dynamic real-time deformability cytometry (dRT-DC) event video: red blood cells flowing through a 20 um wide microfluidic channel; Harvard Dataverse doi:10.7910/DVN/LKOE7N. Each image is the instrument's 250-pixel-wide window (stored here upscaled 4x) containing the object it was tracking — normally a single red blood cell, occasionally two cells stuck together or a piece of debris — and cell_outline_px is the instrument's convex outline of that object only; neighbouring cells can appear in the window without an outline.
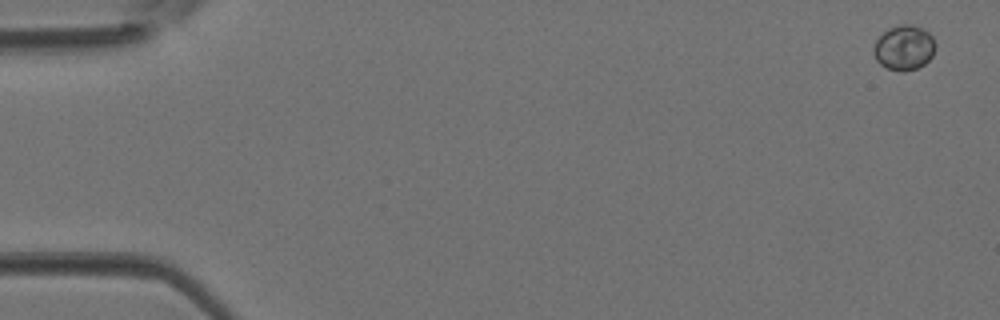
{"species": "Egyptian fruit bat (a non-hibernating species)", "species_latin": "Rousettus aegyptiacus", "temperature_condition": "room temperature", "stored_images_in_passage": 4, "camera_frame_rate_fps": 3000, "um_per_image_px": 0.085, "animal": {"sex": "female"}, "frame": {"image": 1, "passage_image": 1, "time_ms": 0.0, "image_size_px": [1000, 320], "cell_outline_px": [[936, 48], [932, 56], [924, 64], [916, 68], [904, 72], [888, 68], [880, 64], [876, 60], [872, 48], [876, 40], [888, 28], [900, 24], [912, 24], [928, 32], [932, 36], [936, 44]], "centroid_in_image_um": [76.84, 4.05], "position_along_channel_um": 8.2, "area_um2": 16.18}}
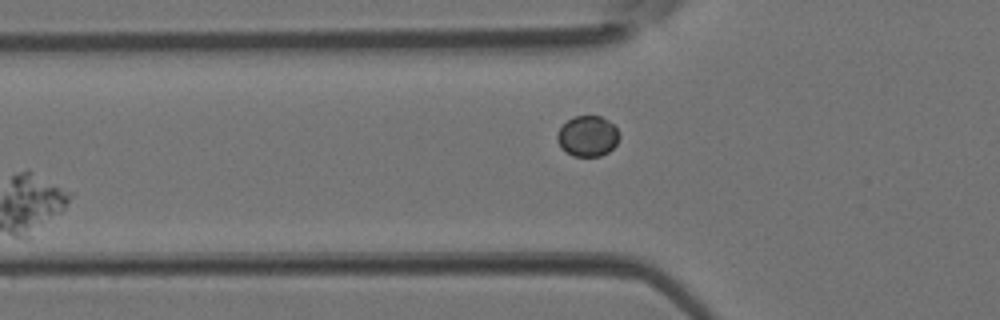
{"frame": {"image": 2, "passage_image": 4, "time_ms": 1.0, "image_size_px": [1000, 320], "cell_outline_px": [[620, 136], [616, 144], [608, 152], [600, 156], [572, 156], [560, 148], [556, 140], [556, 136], [560, 128], [572, 116], [600, 116], [608, 120], [616, 128]], "centroid_in_image_um": [49.93, 11.58], "position_along_channel_um": 75.9, "area_um2": 14.74}}